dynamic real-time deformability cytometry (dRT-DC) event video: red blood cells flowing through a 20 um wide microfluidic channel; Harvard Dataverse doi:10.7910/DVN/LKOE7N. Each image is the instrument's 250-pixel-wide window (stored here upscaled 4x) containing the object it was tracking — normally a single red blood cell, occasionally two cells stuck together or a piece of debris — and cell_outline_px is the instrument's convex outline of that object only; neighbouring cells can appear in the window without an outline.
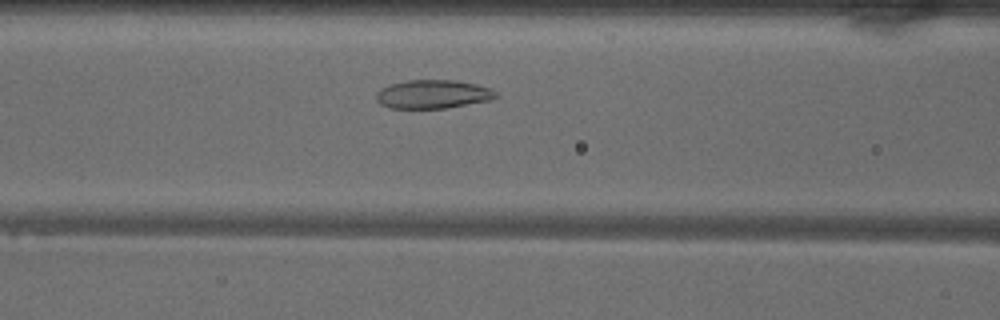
{"species": "common noctule bat (a hibernating species)", "species_latin": "Nyctalus noctula", "temperature_condition": "warm", "stored_images_in_passage": 33, "camera_frame_rate_fps": 3000, "um_per_image_px": 0.085, "animal": {"sex": "male", "body_mass_g": 18.8}, "frame": {"image": 1, "passage_image": 13, "time_ms": 4.0, "image_size_px": [1000, 320], "cell_outline_px": [[500, 96], [492, 100], [444, 108], [388, 108], [380, 104], [376, 100], [376, 92], [380, 88], [392, 84], [408, 80], [456, 80], [476, 84], [492, 88]], "centroid_in_image_um": [36.82, 8.0], "position_along_channel_um": 129.8, "area_um2": 20.11}}
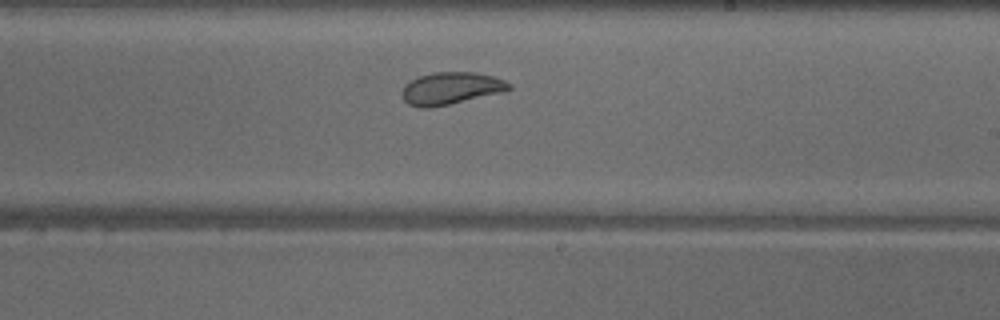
{"frame": {"image": 2, "passage_image": 22, "time_ms": 7.0, "image_size_px": [1000, 320], "cell_outline_px": [[512, 88], [504, 92], [432, 108], [420, 108], [408, 104], [404, 100], [400, 92], [404, 84], [420, 76], [436, 72], [476, 72], [492, 76], [504, 80], [512, 84]], "centroid_in_image_um": [38.32, 7.52], "position_along_channel_um": 250.7, "area_um2": 20.29}}
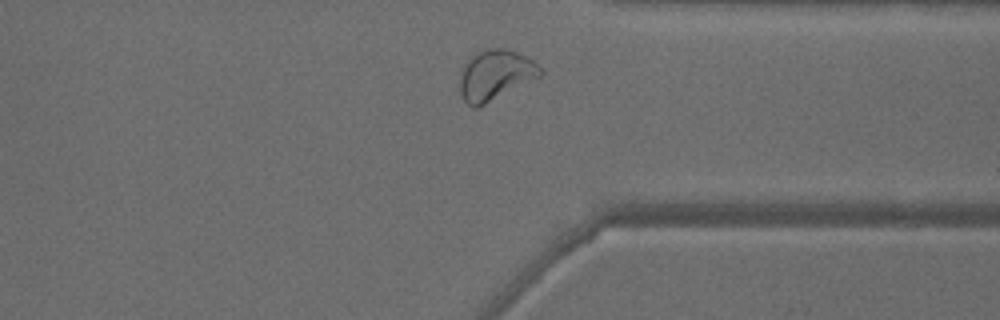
{"frame": {"image": 3, "passage_image": 31, "time_ms": 10.0, "image_size_px": [1000, 320], "cell_outline_px": [[544, 72], [540, 76], [476, 108], [472, 108], [464, 100], [460, 92], [460, 76], [464, 64], [476, 52], [484, 48], [504, 48], [516, 52], [532, 60]], "centroid_in_image_um": [42.07, 6.36], "position_along_channel_um": 369.3, "area_um2": 23.18}, "authors_computed_cell_mechanics": {"area_um2": 20.808, "velocity_mm_per_s": 4.0337, "shape_relaxation_time_tau1_ms": null, "shape_relaxation_time_tau2_ms": 1.3844, "deformation_change_tau1": null, "deformation_change_tau2": 0.0628}}